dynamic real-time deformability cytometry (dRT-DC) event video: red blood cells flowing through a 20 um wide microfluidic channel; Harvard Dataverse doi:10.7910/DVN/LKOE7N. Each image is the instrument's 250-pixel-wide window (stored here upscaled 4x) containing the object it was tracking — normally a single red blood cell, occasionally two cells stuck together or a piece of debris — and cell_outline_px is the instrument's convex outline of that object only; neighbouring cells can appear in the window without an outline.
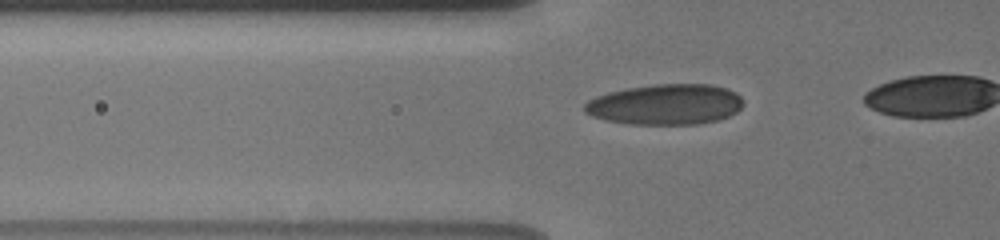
{"species": "human", "species_latin": "Homo sapiens", "temperature_condition": "cold", "stored_images_in_passage": 19, "camera_frame_rate_fps": 3000, "um_per_image_px": 0.085, "donor": {"sex": "male"}, "frame": {"image": 1, "passage_image": 6, "time_ms": 1.667, "image_size_px": [1000, 240], "cell_outline_px": [[744, 104], [736, 112], [720, 120], [700, 124], [628, 124], [604, 120], [592, 116], [584, 112], [584, 104], [588, 100], [596, 96], [608, 92], [628, 88], [656, 84], [712, 84], [728, 88], [736, 92], [740, 96]], "centroid_in_image_um": [56.58, 8.88], "position_along_channel_um": 69.2, "area_um2": 37.86}}
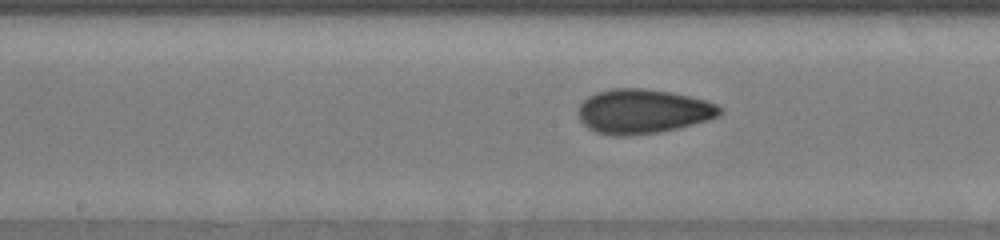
{"frame": {"image": 2, "passage_image": 16, "time_ms": 5.0, "image_size_px": [1000, 240], "cell_outline_px": [[724, 112], [720, 116], [708, 120], [660, 132], [628, 136], [612, 136], [596, 132], [588, 128], [580, 120], [576, 112], [580, 104], [588, 96], [596, 92], [612, 88], [644, 88], [672, 92], [704, 100], [716, 104], [724, 108]], "centroid_in_image_um": [54.63, 9.46], "position_along_channel_um": 193.6, "area_um2": 36.99}}